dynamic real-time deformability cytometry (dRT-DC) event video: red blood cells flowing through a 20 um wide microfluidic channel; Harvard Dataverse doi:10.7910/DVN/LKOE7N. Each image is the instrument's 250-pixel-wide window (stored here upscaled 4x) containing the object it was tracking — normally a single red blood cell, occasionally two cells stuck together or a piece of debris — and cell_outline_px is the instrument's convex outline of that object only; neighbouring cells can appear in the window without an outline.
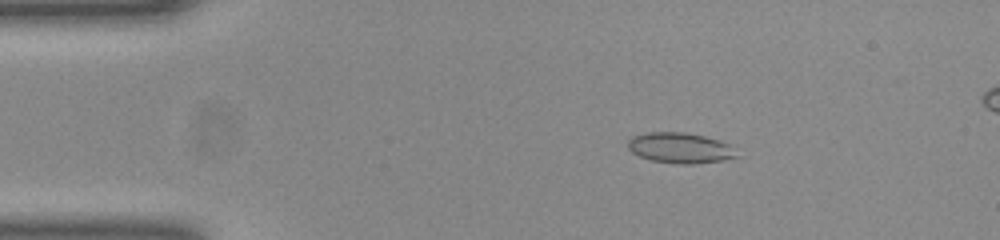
{"species": "common noctule bat (a hibernating species)", "species_latin": "Nyctalus noctula", "temperature_condition": "room temperature", "stored_images_in_passage": 51, "camera_frame_rate_fps": 3000, "um_per_image_px": 0.085, "animal": {"sex": "female", "body_mass_g": 23.0, "forearm_length_mm": 53.4}, "frame": {"image": 1, "passage_image": 8, "time_ms": 2.333, "image_size_px": [1000, 240], "cell_outline_px": [[740, 156], [724, 160], [692, 164], [676, 164], [652, 160], [640, 156], [632, 152], [628, 148], [628, 140], [632, 136], [648, 132], [684, 132], [704, 136], [720, 140], [728, 144]], "centroid_in_image_um": [57.81, 12.57], "position_along_channel_um": 27.2, "area_um2": 19.36}}
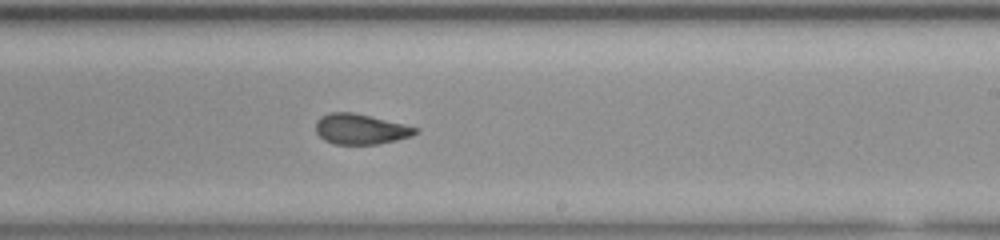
{"frame": {"image": 2, "passage_image": 30, "time_ms": 9.667, "image_size_px": [1000, 240], "cell_outline_px": [[420, 132], [412, 136], [396, 140], [376, 144], [336, 144], [324, 140], [316, 132], [316, 120], [320, 116], [328, 112], [352, 112], [372, 116], [420, 128]], "centroid_in_image_um": [30.66, 10.96], "position_along_channel_um": 258.3, "area_um2": 17.8}}
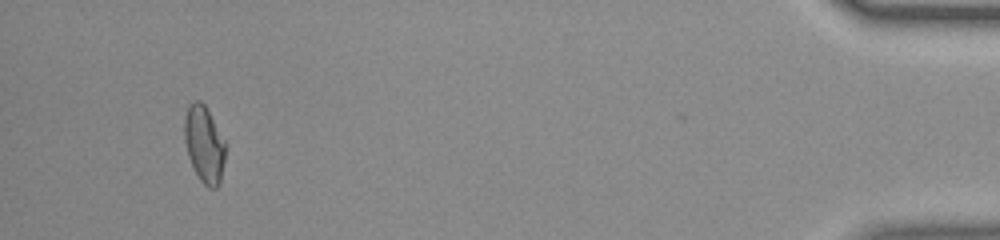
{"frame": {"image": 3, "passage_image": 48, "time_ms": 15.667, "image_size_px": [1000, 240], "cell_outline_px": [[224, 160], [220, 184], [216, 188], [208, 188], [200, 180], [188, 156], [184, 140], [184, 120], [188, 108], [196, 100], [200, 100], [204, 104], [224, 140]], "centroid_in_image_um": [17.35, 12.3], "position_along_channel_um": 417.9, "area_um2": 17.92}}